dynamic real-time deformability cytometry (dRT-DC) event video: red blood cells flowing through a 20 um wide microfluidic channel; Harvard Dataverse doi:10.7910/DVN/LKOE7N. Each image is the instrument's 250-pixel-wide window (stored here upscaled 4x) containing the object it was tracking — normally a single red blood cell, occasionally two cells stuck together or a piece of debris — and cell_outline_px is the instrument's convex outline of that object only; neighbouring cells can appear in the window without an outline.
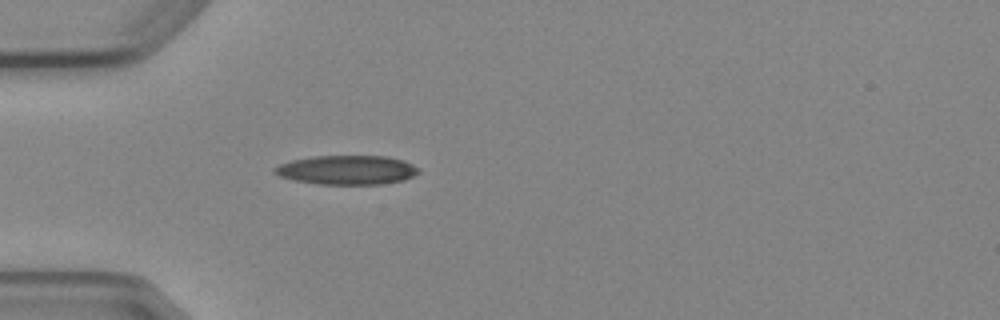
{"species": "Egyptian fruit bat (a non-hibernating species)", "species_latin": "Rousettus aegyptiacus", "temperature_condition": "cold", "stored_images_in_passage": 5, "camera_frame_rate_fps": 3000, "um_per_image_px": 0.085, "animal": {"sex": "female"}, "frame": {"image": 1, "passage_image": 5, "time_ms": 4.667, "image_size_px": [1000, 320], "cell_outline_px": [[420, 172], [404, 180], [380, 184], [320, 184], [292, 180], [280, 176], [272, 172], [272, 168], [280, 164], [292, 160], [316, 156], [388, 156], [404, 160], [420, 168]], "centroid_in_image_um": [29.49, 14.44], "position_along_channel_um": 55.5, "area_um2": 24.57}}